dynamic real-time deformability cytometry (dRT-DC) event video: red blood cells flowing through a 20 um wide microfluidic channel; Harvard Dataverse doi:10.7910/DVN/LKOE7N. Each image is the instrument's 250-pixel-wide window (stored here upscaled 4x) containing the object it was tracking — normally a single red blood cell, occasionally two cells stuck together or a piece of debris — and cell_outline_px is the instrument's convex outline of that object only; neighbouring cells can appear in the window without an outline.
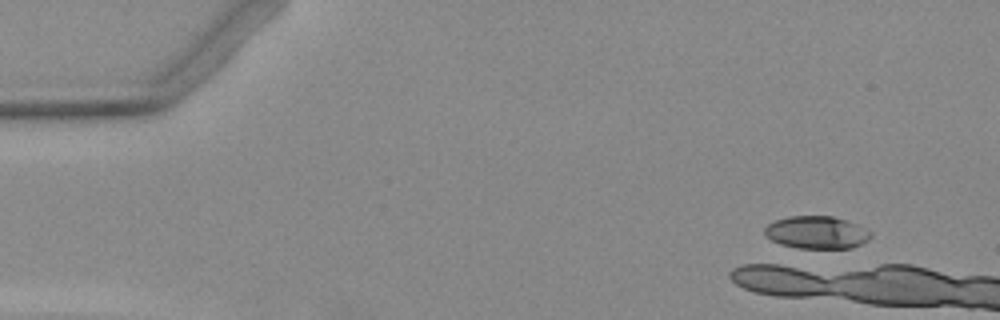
{"species": "Egyptian fruit bat (a non-hibernating species)", "species_latin": "Rousettus aegyptiacus", "temperature_condition": "warm", "stored_images_in_passage": 1, "camera_frame_rate_fps": 3000, "um_per_image_px": 0.085, "animal": {"sex": "female"}, "frame": {"image": 1, "passage_image": 1, "time_ms": 0.0, "image_size_px": [1000, 320], "cell_outline_px": [[872, 236], [868, 240], [852, 248], [800, 248], [780, 244], [764, 236], [764, 228], [768, 224], [776, 220], [788, 216], [832, 216], [856, 224], [872, 232]], "centroid_in_image_um": [69.4, 19.76], "position_along_channel_um": 15.6, "area_um2": 20.11}}